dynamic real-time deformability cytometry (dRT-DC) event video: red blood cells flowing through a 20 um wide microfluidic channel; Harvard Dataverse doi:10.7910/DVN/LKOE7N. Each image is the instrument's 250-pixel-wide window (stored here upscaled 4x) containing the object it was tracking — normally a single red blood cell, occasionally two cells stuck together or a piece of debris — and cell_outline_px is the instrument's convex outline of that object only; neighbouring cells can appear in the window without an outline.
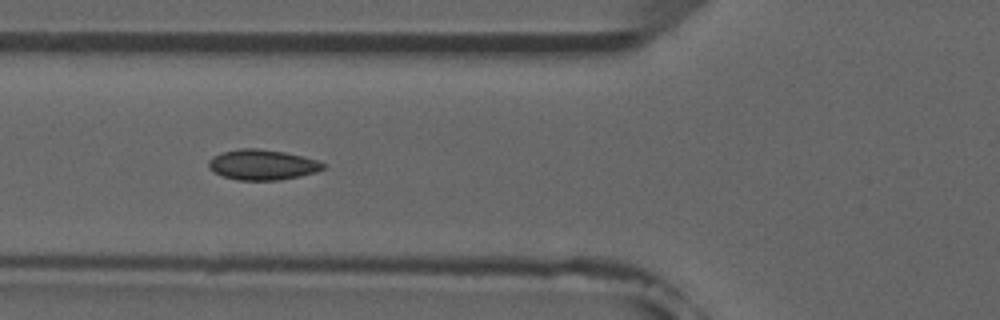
{"species": "common noctule bat (a hibernating species)", "species_latin": "Nyctalus noctula", "temperature_condition": "room temperature", "stored_images_in_passage": 7, "camera_frame_rate_fps": 3000, "um_per_image_px": 0.085, "animal": {"sex": "male", "forearm_length_mm": 52.5}, "frame": {"image": 1, "passage_image": 5, "time_ms": 4.667, "image_size_px": [1000, 320], "cell_outline_px": [[324, 168], [316, 172], [276, 180], [236, 180], [224, 176], [208, 168], [208, 160], [212, 156], [224, 152], [240, 148], [256, 148], [284, 152], [304, 156], [316, 160], [324, 164]], "centroid_in_image_um": [22.27, 13.99], "position_along_channel_um": 103.5, "area_um2": 20.0}}
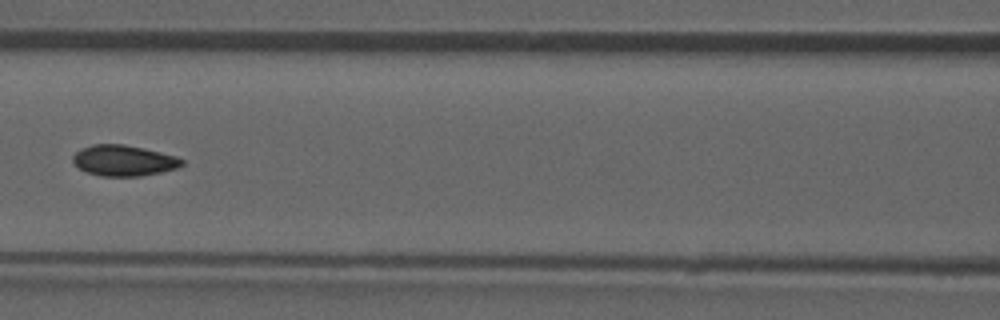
{"frame": {"image": 2, "passage_image": 6, "time_ms": 6.0, "image_size_px": [1000, 320], "cell_outline_px": [[184, 164], [180, 168], [140, 176], [100, 176], [84, 172], [76, 168], [72, 160], [72, 156], [80, 148], [92, 144], [124, 144], [144, 148], [176, 156], [184, 160]], "centroid_in_image_um": [10.48, 13.65], "position_along_channel_um": 156.1, "area_um2": 19.94}}